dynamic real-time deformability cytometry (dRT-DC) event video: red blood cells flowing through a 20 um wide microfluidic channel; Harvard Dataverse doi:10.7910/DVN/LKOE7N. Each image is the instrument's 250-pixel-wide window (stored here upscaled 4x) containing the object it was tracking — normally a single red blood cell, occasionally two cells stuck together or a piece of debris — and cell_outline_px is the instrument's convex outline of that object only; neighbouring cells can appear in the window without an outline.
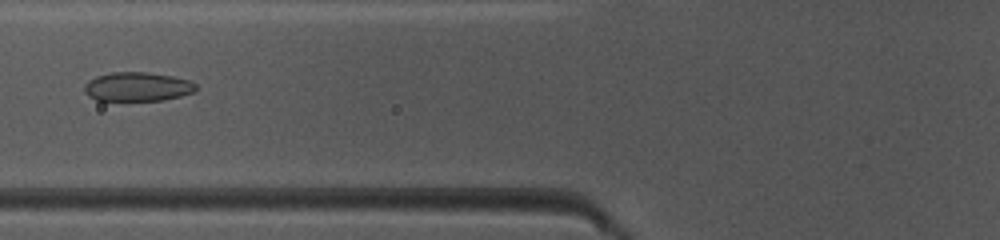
{"species": "common noctule bat (a hibernating species)", "species_latin": "Nyctalus noctula", "temperature_condition": "warm", "stored_images_in_passage": 48, "camera_frame_rate_fps": 3000, "um_per_image_px": 0.085, "animal": {"sex": "female", "body_mass_g": 10.0, "forearm_length_mm": 53.1}, "frame": {"image": 1, "passage_image": 19, "time_ms": 6.0, "image_size_px": [1000, 240], "cell_outline_px": [[196, 92], [180, 96], [160, 100], [96, 100], [88, 96], [84, 92], [84, 84], [88, 80], [96, 76], [112, 72], [148, 72], [172, 76], [192, 80], [196, 84]], "centroid_in_image_um": [11.68, 7.36], "position_along_channel_um": 114.1, "area_um2": 19.02}}
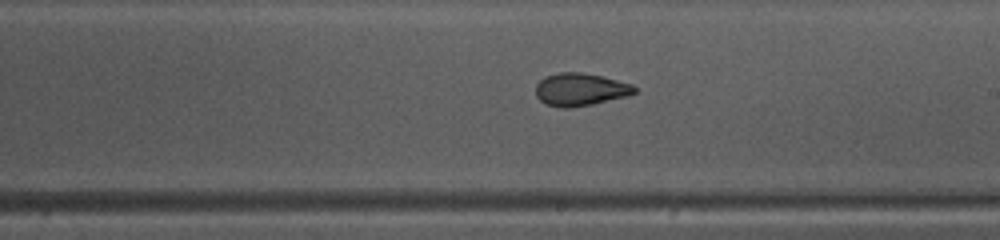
{"frame": {"image": 2, "passage_image": 28, "time_ms": 9.0, "image_size_px": [1000, 240], "cell_outline_px": [[636, 92], [628, 96], [592, 104], [568, 108], [560, 108], [548, 104], [540, 100], [536, 96], [536, 84], [544, 76], [560, 72], [580, 72], [600, 76], [632, 84], [636, 88]], "centroid_in_image_um": [49.31, 7.6], "position_along_channel_um": 239.7, "area_um2": 18.73}}
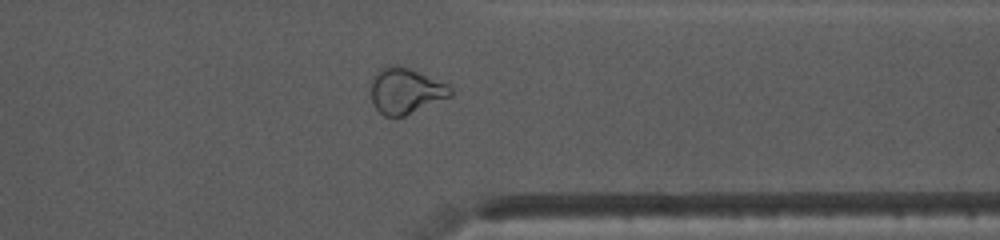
{"frame": {"image": 3, "passage_image": 38, "time_ms": 12.333, "image_size_px": [1000, 240], "cell_outline_px": [[452, 96], [404, 116], [384, 116], [372, 104], [368, 88], [372, 76], [380, 68], [392, 64], [400, 64], [452, 84]], "centroid_in_image_um": [34.46, 7.68], "position_along_channel_um": 376.9, "area_um2": 22.08}, "authors_computed_cell_mechanics": {"area_um2": 20.7791, "velocity_mm_per_s": 4.1675, "shape_relaxation_time_tau1_ms": 5.7669, "shape_relaxation_time_tau2_ms": 1.8171, "deformation_change_tau1": 0.149, "deformation_change_tau2": 0.0636}}